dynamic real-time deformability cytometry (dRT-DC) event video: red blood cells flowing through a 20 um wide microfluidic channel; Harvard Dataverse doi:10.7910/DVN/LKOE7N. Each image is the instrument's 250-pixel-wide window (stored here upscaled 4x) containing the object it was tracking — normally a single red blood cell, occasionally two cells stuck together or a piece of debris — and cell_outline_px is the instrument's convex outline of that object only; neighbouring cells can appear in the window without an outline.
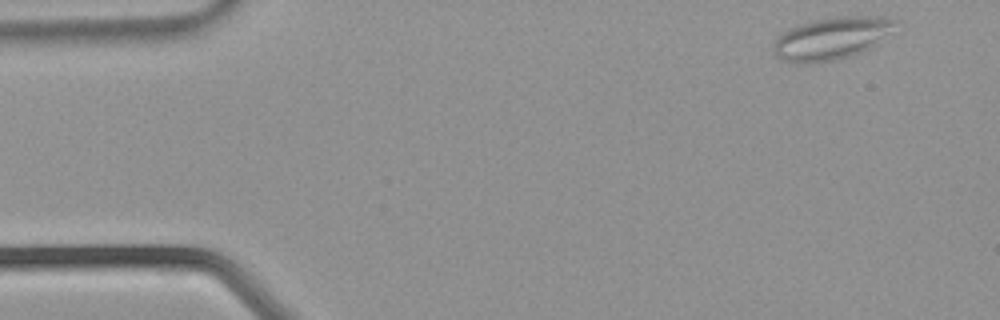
{"species": "common noctule bat (a hibernating species)", "species_latin": "Nyctalus noctula", "temperature_condition": "warm", "stored_images_in_passage": 35, "camera_frame_rate_fps": 3000, "um_per_image_px": 0.085, "animal": {"sex": "male", "body_mass_g": 21.5, "forearm_length_mm": 52.0}, "frame": {"image": 1, "passage_image": 1, "time_ms": 0.0, "image_size_px": [1000, 320], "cell_outline_px": [[900, 20], [868, 48], [860, 52], [836, 60], [808, 64], [804, 64], [780, 60], [772, 52], [772, 48], [776, 36], [800, 24], [816, 20], [836, 16], [884, 16]], "centroid_in_image_um": [70.58, 3.26], "position_along_channel_um": 14.4, "area_um2": 29.65}}
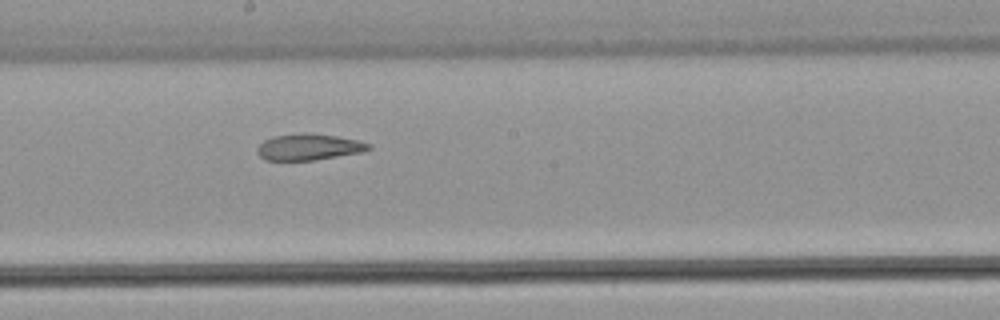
{"frame": {"image": 2, "passage_image": 18, "time_ms": 5.667, "image_size_px": [1000, 320], "cell_outline_px": [[372, 148], [360, 152], [312, 160], [264, 160], [256, 152], [256, 148], [264, 140], [272, 136], [304, 132], [308, 132], [336, 136], [356, 140], [372, 144]], "centroid_in_image_um": [26.2, 12.48], "position_along_channel_um": 222.0, "area_um2": 17.05}}
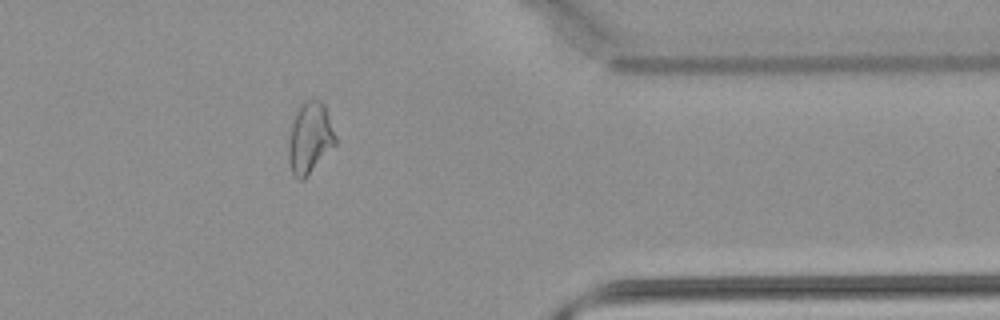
{"frame": {"image": 3, "passage_image": 28, "time_ms": 9.0, "image_size_px": [1000, 320], "cell_outline_px": [[336, 144], [304, 180], [296, 180], [292, 172], [288, 156], [288, 144], [292, 120], [300, 104], [304, 100], [320, 100], [324, 104], [336, 136]], "centroid_in_image_um": [26.33, 11.73], "position_along_channel_um": 385.1, "area_um2": 19.54}}